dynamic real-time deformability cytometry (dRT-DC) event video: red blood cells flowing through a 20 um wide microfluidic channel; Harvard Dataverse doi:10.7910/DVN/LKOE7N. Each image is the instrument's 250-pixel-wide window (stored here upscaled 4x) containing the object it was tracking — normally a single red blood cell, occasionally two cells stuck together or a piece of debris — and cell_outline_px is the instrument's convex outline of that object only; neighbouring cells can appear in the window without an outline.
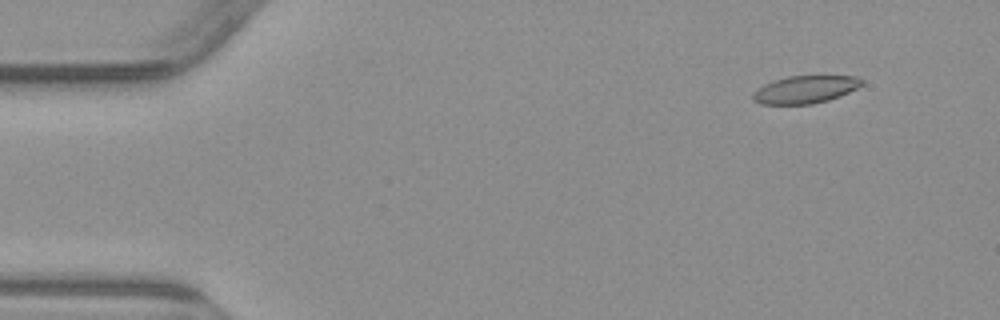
{"species": "common noctule bat (a hibernating species)", "species_latin": "Nyctalus noctula", "temperature_condition": "warm", "stored_images_in_passage": 5, "camera_frame_rate_fps": 3000, "um_per_image_px": 0.085, "animal": {"sex": "male", "body_mass_g": 23.1, "forearm_length_mm": 52.7}, "frame": {"image": 1, "passage_image": 2, "time_ms": 1.333, "image_size_px": [1000, 320], "cell_outline_px": [[864, 84], [840, 96], [828, 100], [812, 104], [760, 104], [752, 100], [752, 92], [756, 88], [772, 80], [788, 76], [856, 76], [864, 80]], "centroid_in_image_um": [68.4, 7.6], "position_along_channel_um": 16.6, "area_um2": 17.69}}
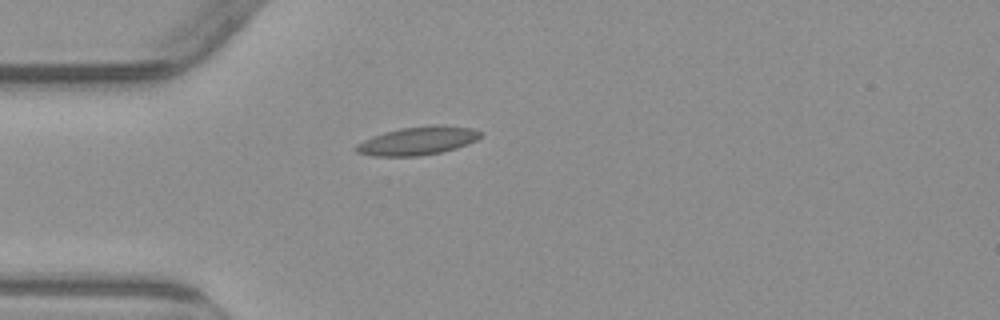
{"frame": {"image": 2, "passage_image": 5, "time_ms": 4.667, "image_size_px": [1000, 320], "cell_outline_px": [[484, 132], [476, 140], [468, 144], [456, 148], [440, 152], [416, 156], [372, 156], [356, 152], [352, 148], [356, 144], [372, 136], [384, 132], [400, 128], [432, 124], [436, 124], [472, 128]], "centroid_in_image_um": [35.49, 11.96], "position_along_channel_um": 49.5, "area_um2": 20.69}}